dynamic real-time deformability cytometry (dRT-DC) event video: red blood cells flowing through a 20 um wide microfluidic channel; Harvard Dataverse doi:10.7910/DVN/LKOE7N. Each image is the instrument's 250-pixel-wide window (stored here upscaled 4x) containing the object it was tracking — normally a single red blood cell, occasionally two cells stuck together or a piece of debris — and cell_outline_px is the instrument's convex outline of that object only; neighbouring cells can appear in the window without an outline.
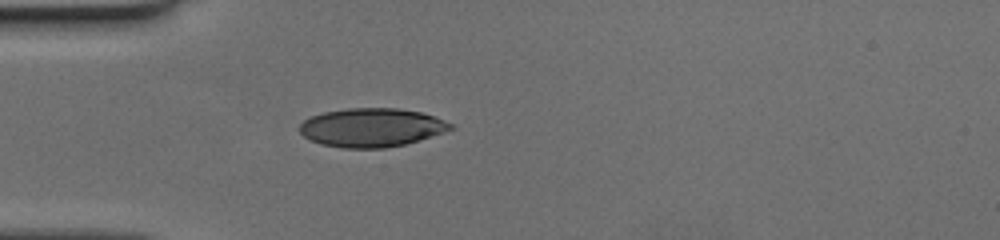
{"species": "human", "species_latin": "Homo sapiens", "temperature_condition": "cold", "stored_images_in_passage": 38, "camera_frame_rate_fps": 3000, "um_per_image_px": 0.085, "donor": {"sex": "female"}, "frame": {"image": 1, "passage_image": 1, "time_ms": 0.0, "image_size_px": [1000, 240], "cell_outline_px": [[456, 128], [404, 144], [384, 148], [344, 148], [320, 144], [304, 136], [300, 132], [300, 124], [304, 120], [312, 116], [324, 112], [348, 108], [396, 108], [420, 112], [444, 120], [452, 124]], "centroid_in_image_um": [31.57, 10.84], "position_along_channel_um": 53.4, "area_um2": 33.7}}
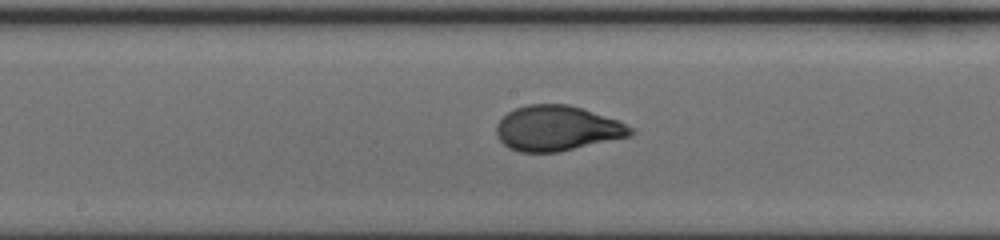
{"frame": {"image": 2, "passage_image": 13, "time_ms": 4.0, "image_size_px": [1000, 240], "cell_outline_px": [[636, 132], [632, 136], [560, 152], [520, 152], [508, 148], [496, 136], [496, 124], [508, 112], [516, 108], [528, 104], [568, 104], [584, 108], [616, 120], [632, 128]], "centroid_in_image_um": [47.36, 10.91], "position_along_channel_um": 200.8, "area_um2": 35.49}}
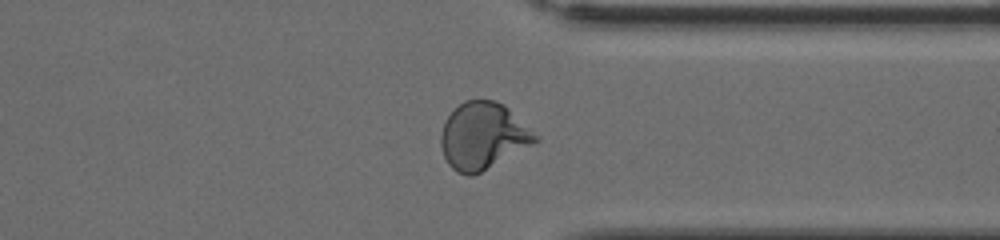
{"frame": {"image": 3, "passage_image": 26, "time_ms": 8.333, "image_size_px": [1000, 240], "cell_outline_px": [[540, 140], [480, 172], [472, 176], [468, 176], [456, 172], [448, 164], [444, 156], [440, 144], [440, 132], [448, 116], [464, 100], [496, 100], [504, 104], [540, 136]], "centroid_in_image_um": [41.06, 11.55], "position_along_channel_um": 370.3, "area_um2": 36.65}}